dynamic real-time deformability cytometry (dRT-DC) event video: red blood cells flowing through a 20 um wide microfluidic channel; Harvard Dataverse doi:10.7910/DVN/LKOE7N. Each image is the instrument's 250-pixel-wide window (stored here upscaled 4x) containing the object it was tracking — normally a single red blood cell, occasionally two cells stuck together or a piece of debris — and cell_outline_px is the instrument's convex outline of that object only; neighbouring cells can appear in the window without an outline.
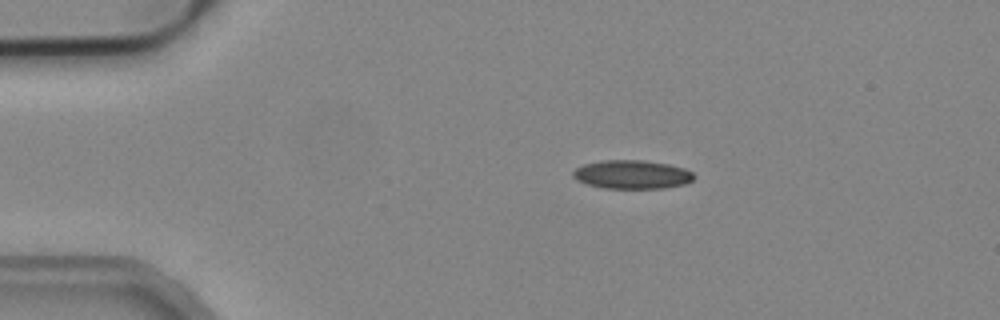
{"species": "common noctule bat (a hibernating species)", "species_latin": "Nyctalus noctula", "temperature_condition": "cold", "stored_images_in_passage": 3, "camera_frame_rate_fps": 3000, "um_per_image_px": 0.085, "animal": {"sex": "male", "body_mass_g": 19.2, "forearm_length_mm": 51.8}, "frame": {"image": 1, "passage_image": 1, "time_ms": 0.0, "image_size_px": [1000, 320], "cell_outline_px": [[696, 176], [692, 180], [684, 184], [664, 188], [604, 188], [588, 184], [576, 180], [572, 176], [572, 172], [576, 168], [584, 164], [600, 160], [644, 160], [668, 164], [684, 168], [692, 172]], "centroid_in_image_um": [53.71, 14.82], "position_along_channel_um": 31.3, "area_um2": 20.23}}
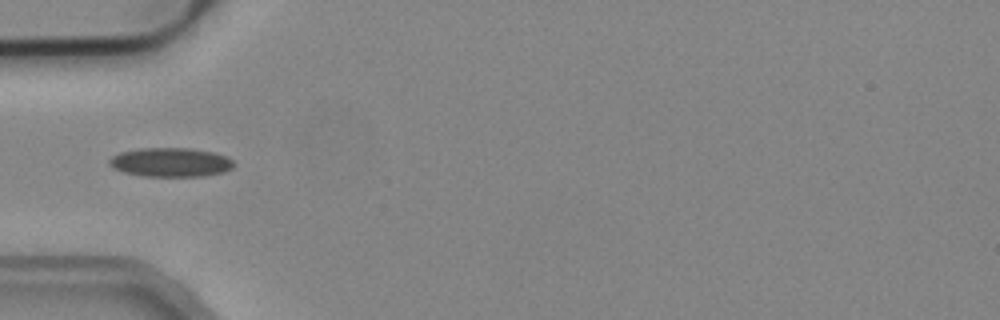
{"frame": {"image": 2, "passage_image": 3, "time_ms": 0.667, "image_size_px": [1000, 320], "cell_outline_px": [[236, 164], [232, 168], [224, 172], [204, 176], [144, 176], [124, 172], [112, 168], [108, 164], [108, 160], [112, 156], [120, 152], [140, 148], [188, 148], [212, 152], [228, 156]], "centroid_in_image_um": [14.51, 13.79], "position_along_channel_um": 70.5, "area_um2": 21.21}}